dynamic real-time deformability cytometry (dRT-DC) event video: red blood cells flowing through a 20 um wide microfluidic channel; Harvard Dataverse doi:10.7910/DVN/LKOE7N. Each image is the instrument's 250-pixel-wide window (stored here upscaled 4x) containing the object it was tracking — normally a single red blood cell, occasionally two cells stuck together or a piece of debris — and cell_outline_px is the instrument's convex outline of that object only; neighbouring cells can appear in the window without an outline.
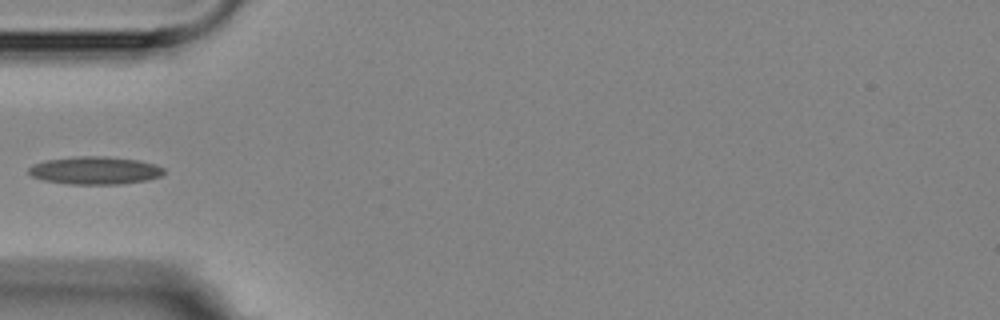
{"species": "Egyptian fruit bat (a non-hibernating species)", "species_latin": "Rousettus aegyptiacus", "temperature_condition": "room temperature", "stored_images_in_passage": 4, "camera_frame_rate_fps": 3000, "um_per_image_px": 0.085, "animal": {"sex": "female"}, "frame": {"image": 1, "passage_image": 3, "time_ms": 2.333, "image_size_px": [1000, 320], "cell_outline_px": [[164, 172], [160, 176], [148, 180], [120, 184], [68, 184], [44, 180], [32, 176], [28, 172], [28, 168], [32, 164], [44, 160], [76, 156], [104, 156], [140, 160], [164, 168]], "centroid_in_image_um": [8.04, 14.48], "position_along_channel_um": 77.0, "area_um2": 21.96}}
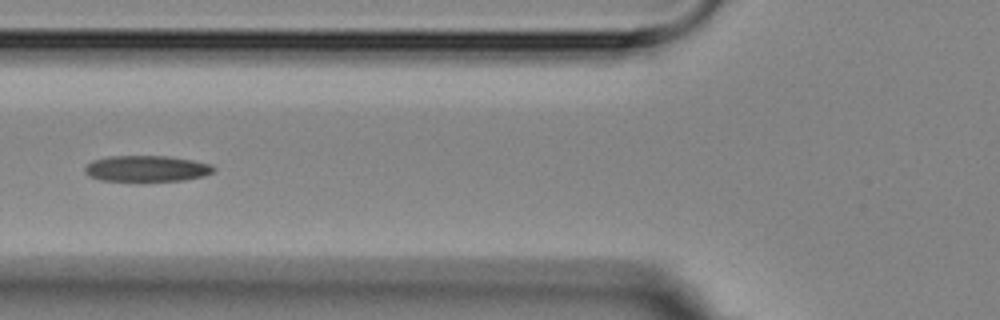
{"frame": {"image": 2, "passage_image": 4, "time_ms": 3.333, "image_size_px": [1000, 320], "cell_outline_px": [[216, 168], [212, 172], [204, 176], [184, 180], [100, 180], [88, 176], [84, 172], [84, 168], [92, 160], [108, 156], [164, 156], [192, 160], [212, 164]], "centroid_in_image_um": [12.45, 14.32], "position_along_channel_um": 113.3, "area_um2": 19.36}}